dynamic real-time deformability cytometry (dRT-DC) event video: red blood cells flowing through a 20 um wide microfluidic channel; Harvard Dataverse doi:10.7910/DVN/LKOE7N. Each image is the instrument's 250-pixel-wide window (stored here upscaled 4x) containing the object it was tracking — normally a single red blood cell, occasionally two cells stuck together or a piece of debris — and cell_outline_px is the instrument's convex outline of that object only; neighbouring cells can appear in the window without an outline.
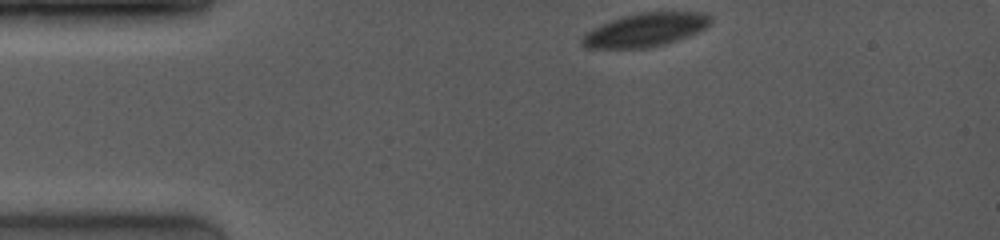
{"species": "common noctule bat (a hibernating species)", "species_latin": "Nyctalus noctula", "temperature_condition": "room temperature", "stored_images_in_passage": 45, "camera_frame_rate_fps": 4000, "um_per_image_px": 0.085, "animal": {"sex": "female", "body_mass_g": 19.0, "forearm_length_mm": 53.3}, "frame": {"image": 1, "passage_image": 1, "time_ms": 0.0, "image_size_px": [1000, 240], "cell_outline_px": [[712, 24], [688, 36], [664, 44], [648, 48], [584, 48], [580, 44], [580, 40], [592, 28], [612, 20], [624, 16], [640, 12], [708, 12], [712, 16]], "centroid_in_image_um": [54.88, 2.53], "position_along_channel_um": 30.1, "area_um2": 25.09}}
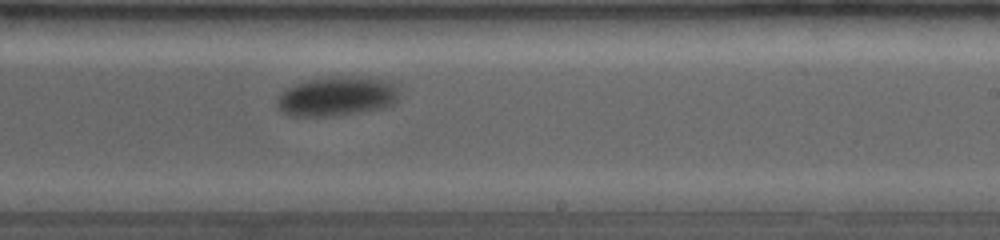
{"frame": {"image": 2, "passage_image": 31, "time_ms": 7.5, "image_size_px": [1000, 240], "cell_outline_px": [[400, 84], [396, 100], [392, 104], [384, 108], [332, 116], [288, 116], [276, 108], [276, 100], [284, 88], [308, 80], [332, 76], [340, 76], [392, 80]], "centroid_in_image_um": [28.63, 8.18], "position_along_channel_um": 260.4, "area_um2": 28.44}}
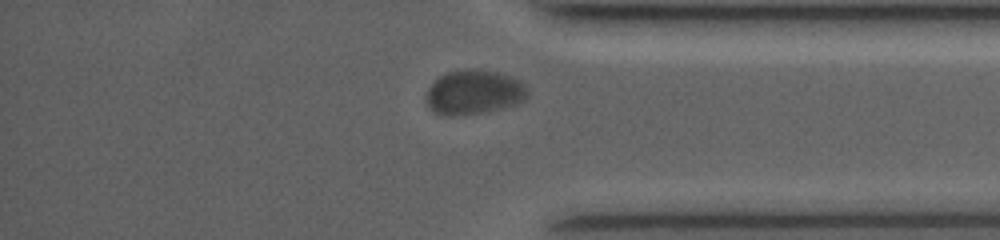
{"frame": {"image": 3, "passage_image": 41, "time_ms": 11.0, "image_size_px": [1000, 240], "cell_outline_px": [[528, 96], [524, 100], [516, 104], [504, 108], [484, 112], [456, 116], [448, 116], [436, 112], [428, 108], [428, 88], [440, 76], [448, 72], [464, 68], [496, 72], [520, 80], [524, 84], [528, 92]], "centroid_in_image_um": [40.31, 7.85], "position_along_channel_um": 394.9, "area_um2": 26.07}, "authors_computed_cell_mechanics": {"area_um2": 27.5706, "velocity_mm_per_s": 3.81, "shape_relaxation_time_tau1_ms": 2.2097, "shape_relaxation_time_tau2_ms": null, "deformation_change_tau1": 0.0478, "deformation_change_tau2": null}}